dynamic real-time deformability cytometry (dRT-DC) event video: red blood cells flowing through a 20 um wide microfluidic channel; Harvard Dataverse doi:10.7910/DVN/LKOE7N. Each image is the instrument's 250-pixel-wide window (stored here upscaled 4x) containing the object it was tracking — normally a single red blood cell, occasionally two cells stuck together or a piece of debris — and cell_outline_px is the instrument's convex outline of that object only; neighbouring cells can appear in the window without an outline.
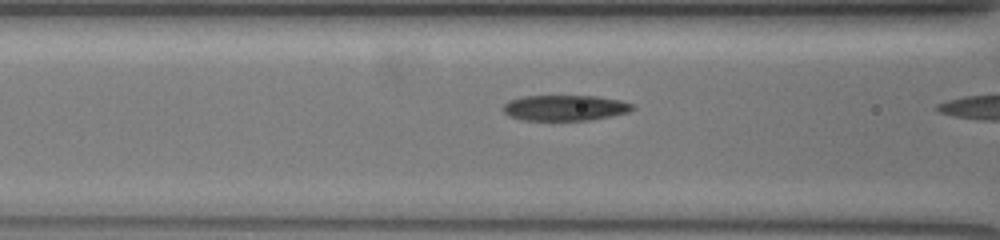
{"species": "common noctule bat (a hibernating species)", "species_latin": "Nyctalus noctula", "temperature_condition": "warm", "stored_images_in_passage": 24, "camera_frame_rate_fps": 3000, "um_per_image_px": 0.085, "animal": {"sex": "female", "body_mass_g": 19.5, "forearm_length_mm": 54.1}, "frame": {"image": 1, "passage_image": 23, "time_ms": 7.333, "image_size_px": [1000, 240], "cell_outline_px": [[632, 108], [628, 112], [588, 120], [524, 120], [508, 116], [504, 112], [504, 104], [508, 100], [524, 96], [596, 96], [620, 100], [632, 104]], "centroid_in_image_um": [47.96, 9.16], "position_along_channel_um": 118.6, "area_um2": 19.07}}